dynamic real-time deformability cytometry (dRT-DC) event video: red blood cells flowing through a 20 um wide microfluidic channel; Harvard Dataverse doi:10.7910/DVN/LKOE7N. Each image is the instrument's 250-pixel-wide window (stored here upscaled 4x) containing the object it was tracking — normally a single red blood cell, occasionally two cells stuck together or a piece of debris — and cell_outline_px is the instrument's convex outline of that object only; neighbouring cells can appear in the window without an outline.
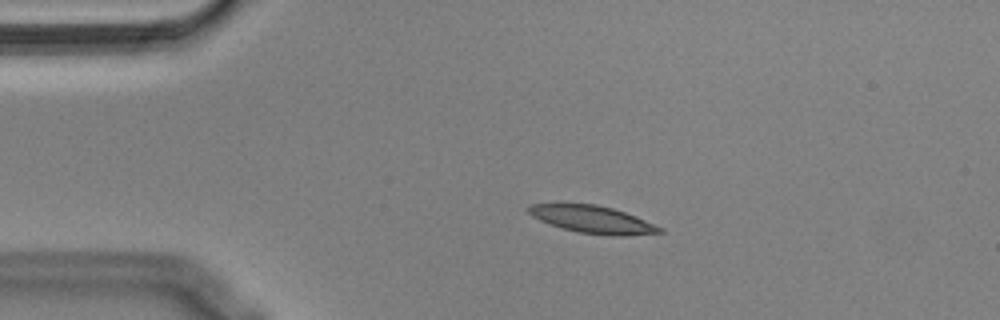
{"species": "Egyptian fruit bat (a non-hibernating species)", "species_latin": "Rousettus aegyptiacus", "temperature_condition": "cold", "stored_images_in_passage": 45, "camera_frame_rate_fps": 3000, "um_per_image_px": 0.085, "animal": {"sex": "male"}, "frame": {"image": 1, "passage_image": 1, "time_ms": 0.0, "image_size_px": [1000, 320], "cell_outline_px": [[664, 232], [624, 236], [612, 236], [576, 232], [540, 220], [532, 216], [528, 212], [528, 204], [556, 200], [560, 200], [596, 204], [612, 208], [636, 216], [664, 228]], "centroid_in_image_um": [50.28, 18.59], "position_along_channel_um": 34.7, "area_um2": 21.85}}
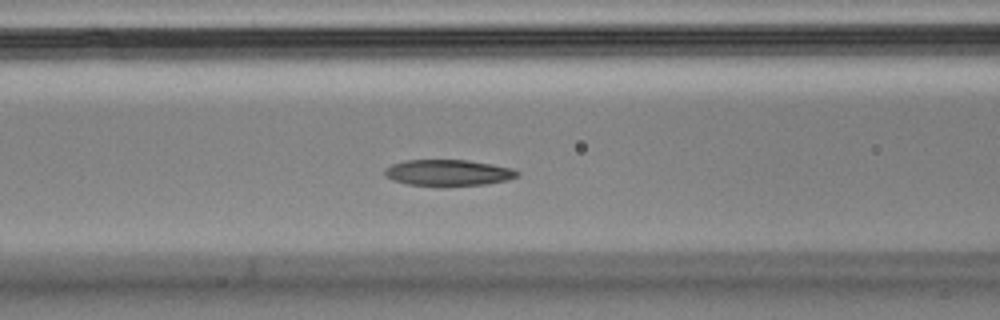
{"frame": {"image": 2, "passage_image": 12, "time_ms": 3.667, "image_size_px": [1000, 320], "cell_outline_px": [[520, 176], [508, 180], [484, 184], [444, 188], [440, 188], [408, 184], [392, 180], [384, 176], [384, 168], [392, 164], [404, 160], [468, 160], [492, 164], [512, 168], [520, 172]], "centroid_in_image_um": [38.08, 14.71], "position_along_channel_um": 128.5, "area_um2": 20.98}}
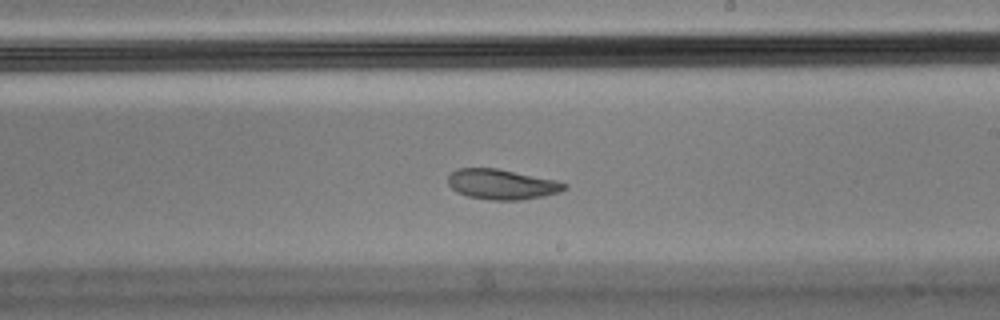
{"frame": {"image": 3, "passage_image": 22, "time_ms": 7.0, "image_size_px": [1000, 320], "cell_outline_px": [[568, 188], [560, 192], [544, 196], [520, 200], [492, 200], [468, 196], [456, 192], [448, 184], [448, 176], [456, 168], [496, 168], [556, 180], [568, 184]], "centroid_in_image_um": [42.67, 15.67], "position_along_channel_um": 246.3, "area_um2": 20.52}, "authors_computed_cell_mechanics": {"area_um2": 21.7328, "velocity_mm_per_s": 3.5432, "shape_relaxation_time_tau1_ms": null, "shape_relaxation_time_tau2_ms": 2.7484, "deformation_change_tau1": null, "deformation_change_tau2": 0.0706}}